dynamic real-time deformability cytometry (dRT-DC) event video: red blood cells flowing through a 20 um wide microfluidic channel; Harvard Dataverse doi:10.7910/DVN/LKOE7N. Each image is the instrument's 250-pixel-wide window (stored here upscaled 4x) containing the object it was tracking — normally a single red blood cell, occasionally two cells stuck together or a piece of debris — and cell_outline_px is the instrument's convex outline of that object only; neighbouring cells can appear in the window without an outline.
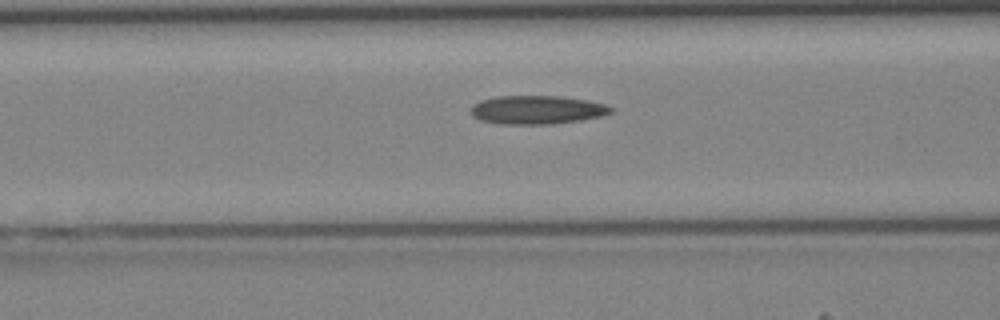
{"species": "Egyptian fruit bat (a non-hibernating species)", "species_latin": "Rousettus aegyptiacus", "temperature_condition": "cold", "stored_images_in_passage": 31, "camera_frame_rate_fps": 3000, "um_per_image_px": 0.085, "animal": {"sex": "female"}, "frame": {"image": 1, "passage_image": 5, "time_ms": 1.333, "image_size_px": [1000, 320], "cell_outline_px": [[616, 108], [612, 112], [604, 116], [580, 120], [552, 124], [500, 124], [480, 120], [472, 116], [472, 104], [480, 100], [496, 96], [560, 96], [588, 100], [604, 104]], "centroid_in_image_um": [45.67, 9.33], "position_along_channel_um": 120.9, "area_um2": 23.52}}
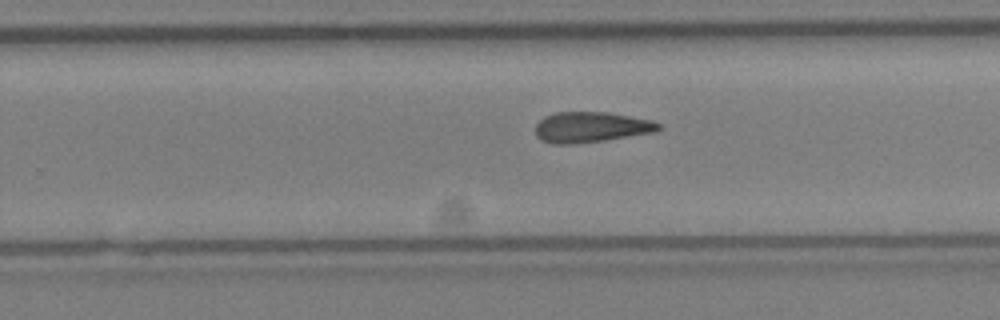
{"frame": {"image": 2, "passage_image": 15, "time_ms": 4.667, "image_size_px": [1000, 320], "cell_outline_px": [[664, 128], [656, 132], [604, 140], [572, 144], [552, 144], [540, 140], [536, 136], [536, 124], [544, 116], [556, 112], [608, 112], [652, 120], [660, 124]], "centroid_in_image_um": [50.24, 10.81], "position_along_channel_um": 279.6, "area_um2": 22.08}}
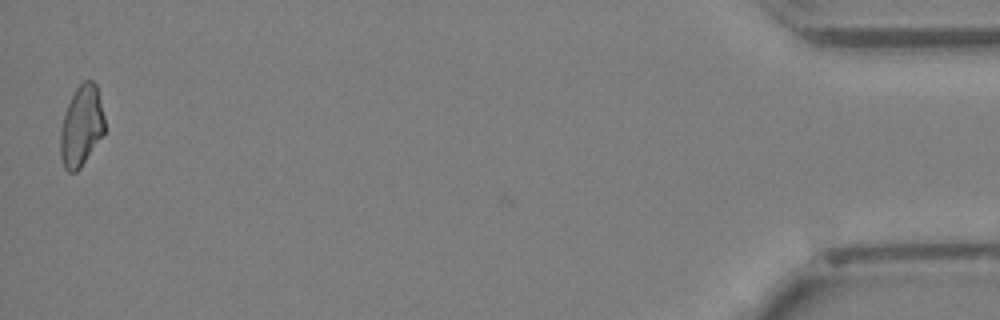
{"frame": {"image": 3, "passage_image": 30, "time_ms": 9.667, "image_size_px": [1000, 320], "cell_outline_px": [[104, 132], [80, 168], [76, 172], [68, 172], [64, 168], [60, 156], [60, 128], [68, 104], [76, 88], [84, 80], [92, 80], [96, 84], [104, 116]], "centroid_in_image_um": [6.9, 10.72], "position_along_channel_um": 428.3, "area_um2": 20.58}}